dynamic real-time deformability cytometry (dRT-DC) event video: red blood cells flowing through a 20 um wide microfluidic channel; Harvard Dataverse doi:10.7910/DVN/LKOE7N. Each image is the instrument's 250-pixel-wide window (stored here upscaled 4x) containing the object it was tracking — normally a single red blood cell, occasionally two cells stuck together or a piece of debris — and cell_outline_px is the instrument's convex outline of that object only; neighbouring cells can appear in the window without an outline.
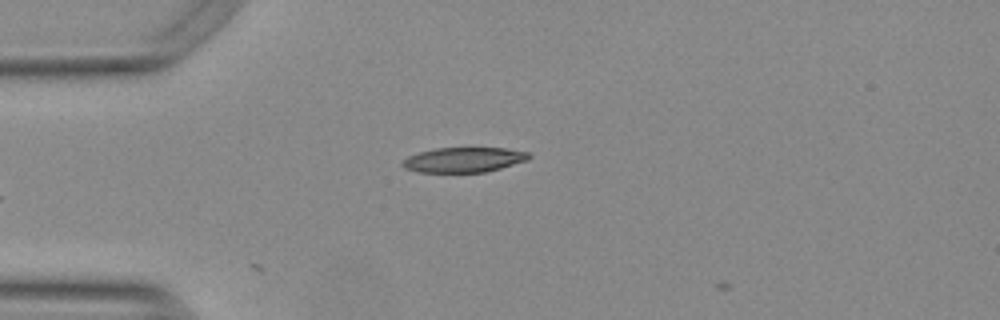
{"species": "Egyptian fruit bat (a non-hibernating species)", "species_latin": "Rousettus aegyptiacus", "temperature_condition": "warm", "stored_images_in_passage": 3, "camera_frame_rate_fps": 3000, "um_per_image_px": 0.085, "animal": {"sex": "female"}, "frame": {"image": 1, "passage_image": 3, "time_ms": 0.667, "image_size_px": [1000, 320], "cell_outline_px": [[532, 156], [528, 160], [500, 168], [484, 172], [420, 172], [404, 168], [400, 164], [408, 156], [420, 152], [436, 148], [504, 148], [528, 152]], "centroid_in_image_um": [39.43, 13.58], "position_along_channel_um": 45.6, "area_um2": 18.26}}